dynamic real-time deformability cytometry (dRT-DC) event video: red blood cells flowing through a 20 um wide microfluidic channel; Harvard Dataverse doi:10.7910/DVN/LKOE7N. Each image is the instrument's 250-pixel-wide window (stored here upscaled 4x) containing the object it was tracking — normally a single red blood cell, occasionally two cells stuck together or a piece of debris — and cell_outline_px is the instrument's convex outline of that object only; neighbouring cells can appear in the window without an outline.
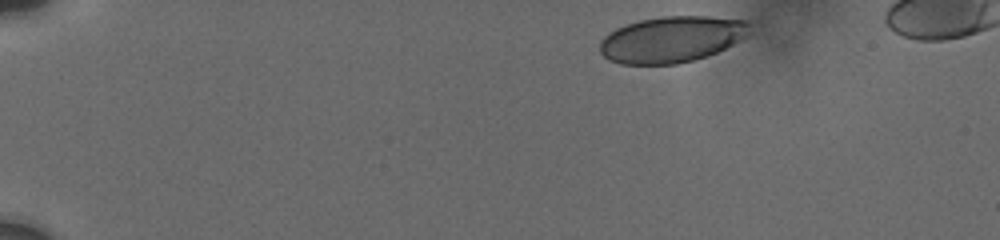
{"species": "human", "species_latin": "Homo sapiens", "temperature_condition": "cold", "stored_images_in_passage": 8, "camera_frame_rate_fps": 3000, "um_per_image_px": 0.085, "donor": {"sex": "male"}, "frame": {"image": 1, "passage_image": 1, "time_ms": 0.0, "image_size_px": [1000, 240], "cell_outline_px": [[748, 24], [744, 36], [732, 44], [716, 52], [692, 60], [676, 64], [620, 64], [608, 60], [600, 52], [600, 40], [608, 32], [616, 28], [640, 20], [660, 16], [708, 16], [748, 20]], "centroid_in_image_um": [57.01, 3.34], "position_along_channel_um": 28.0, "area_um2": 39.94}}
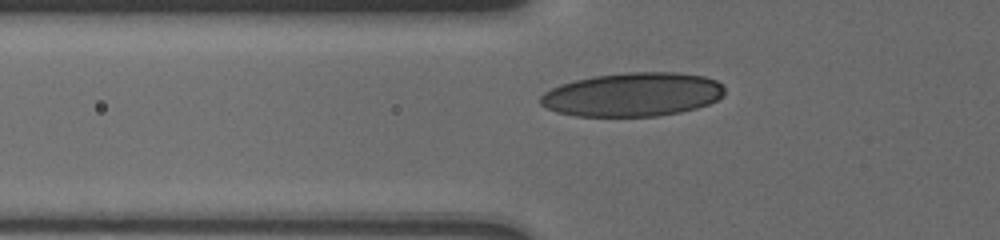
{"frame": {"image": 2, "passage_image": 6, "time_ms": 4.0, "image_size_px": [1000, 240], "cell_outline_px": [[724, 96], [708, 104], [696, 108], [680, 112], [656, 116], [576, 116], [556, 112], [540, 104], [540, 96], [544, 92], [560, 84], [592, 76], [628, 72], [676, 72], [704, 76], [716, 80], [724, 88]], "centroid_in_image_um": [53.77, 8.03], "position_along_channel_um": 72.0, "area_um2": 47.05}}